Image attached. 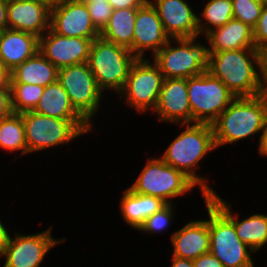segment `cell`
I'll list each match as a JSON object with an SVG mask.
<instances>
[{
    "label": "cell",
    "mask_w": 267,
    "mask_h": 267,
    "mask_svg": "<svg viewBox=\"0 0 267 267\" xmlns=\"http://www.w3.org/2000/svg\"><path fill=\"white\" fill-rule=\"evenodd\" d=\"M136 60L137 57L128 48L99 36L91 43L87 63L103 93L112 89L119 94Z\"/></svg>",
    "instance_id": "obj_4"
},
{
    "label": "cell",
    "mask_w": 267,
    "mask_h": 267,
    "mask_svg": "<svg viewBox=\"0 0 267 267\" xmlns=\"http://www.w3.org/2000/svg\"><path fill=\"white\" fill-rule=\"evenodd\" d=\"M44 88L34 84L10 83L13 113L33 111L43 94Z\"/></svg>",
    "instance_id": "obj_29"
},
{
    "label": "cell",
    "mask_w": 267,
    "mask_h": 267,
    "mask_svg": "<svg viewBox=\"0 0 267 267\" xmlns=\"http://www.w3.org/2000/svg\"><path fill=\"white\" fill-rule=\"evenodd\" d=\"M233 18L248 24L251 28L257 25L263 3L258 0H232Z\"/></svg>",
    "instance_id": "obj_30"
},
{
    "label": "cell",
    "mask_w": 267,
    "mask_h": 267,
    "mask_svg": "<svg viewBox=\"0 0 267 267\" xmlns=\"http://www.w3.org/2000/svg\"><path fill=\"white\" fill-rule=\"evenodd\" d=\"M195 187L196 184L183 172L161 158H151L129 188L135 193L157 197L170 204V199L191 192Z\"/></svg>",
    "instance_id": "obj_9"
},
{
    "label": "cell",
    "mask_w": 267,
    "mask_h": 267,
    "mask_svg": "<svg viewBox=\"0 0 267 267\" xmlns=\"http://www.w3.org/2000/svg\"><path fill=\"white\" fill-rule=\"evenodd\" d=\"M258 1H260L263 4H266L267 3V0H258Z\"/></svg>",
    "instance_id": "obj_44"
},
{
    "label": "cell",
    "mask_w": 267,
    "mask_h": 267,
    "mask_svg": "<svg viewBox=\"0 0 267 267\" xmlns=\"http://www.w3.org/2000/svg\"><path fill=\"white\" fill-rule=\"evenodd\" d=\"M233 224L240 240L248 245L254 252L258 251L267 243V215L252 214L248 218L239 221L233 214L225 200L218 194L207 197Z\"/></svg>",
    "instance_id": "obj_20"
},
{
    "label": "cell",
    "mask_w": 267,
    "mask_h": 267,
    "mask_svg": "<svg viewBox=\"0 0 267 267\" xmlns=\"http://www.w3.org/2000/svg\"><path fill=\"white\" fill-rule=\"evenodd\" d=\"M58 82L68 94L73 107L90 123L97 113L103 92L98 88L88 63L58 69Z\"/></svg>",
    "instance_id": "obj_11"
},
{
    "label": "cell",
    "mask_w": 267,
    "mask_h": 267,
    "mask_svg": "<svg viewBox=\"0 0 267 267\" xmlns=\"http://www.w3.org/2000/svg\"><path fill=\"white\" fill-rule=\"evenodd\" d=\"M172 266L171 267H194L192 260L178 258L172 256Z\"/></svg>",
    "instance_id": "obj_40"
},
{
    "label": "cell",
    "mask_w": 267,
    "mask_h": 267,
    "mask_svg": "<svg viewBox=\"0 0 267 267\" xmlns=\"http://www.w3.org/2000/svg\"><path fill=\"white\" fill-rule=\"evenodd\" d=\"M265 67L263 53L256 48H245L210 52L207 71L220 79L236 97H254L265 92Z\"/></svg>",
    "instance_id": "obj_1"
},
{
    "label": "cell",
    "mask_w": 267,
    "mask_h": 267,
    "mask_svg": "<svg viewBox=\"0 0 267 267\" xmlns=\"http://www.w3.org/2000/svg\"><path fill=\"white\" fill-rule=\"evenodd\" d=\"M266 76H265V93L267 95V70H265Z\"/></svg>",
    "instance_id": "obj_43"
},
{
    "label": "cell",
    "mask_w": 267,
    "mask_h": 267,
    "mask_svg": "<svg viewBox=\"0 0 267 267\" xmlns=\"http://www.w3.org/2000/svg\"><path fill=\"white\" fill-rule=\"evenodd\" d=\"M89 11L92 23L95 27L101 31L108 23L113 8L109 3V0H82Z\"/></svg>",
    "instance_id": "obj_32"
},
{
    "label": "cell",
    "mask_w": 267,
    "mask_h": 267,
    "mask_svg": "<svg viewBox=\"0 0 267 267\" xmlns=\"http://www.w3.org/2000/svg\"><path fill=\"white\" fill-rule=\"evenodd\" d=\"M39 51V38L33 34L6 29L0 33V63L9 71Z\"/></svg>",
    "instance_id": "obj_21"
},
{
    "label": "cell",
    "mask_w": 267,
    "mask_h": 267,
    "mask_svg": "<svg viewBox=\"0 0 267 267\" xmlns=\"http://www.w3.org/2000/svg\"><path fill=\"white\" fill-rule=\"evenodd\" d=\"M156 9L170 39L199 36L198 16L186 0H148Z\"/></svg>",
    "instance_id": "obj_17"
},
{
    "label": "cell",
    "mask_w": 267,
    "mask_h": 267,
    "mask_svg": "<svg viewBox=\"0 0 267 267\" xmlns=\"http://www.w3.org/2000/svg\"><path fill=\"white\" fill-rule=\"evenodd\" d=\"M9 237V233L4 226V224L0 221V250L4 246V244L7 242Z\"/></svg>",
    "instance_id": "obj_41"
},
{
    "label": "cell",
    "mask_w": 267,
    "mask_h": 267,
    "mask_svg": "<svg viewBox=\"0 0 267 267\" xmlns=\"http://www.w3.org/2000/svg\"><path fill=\"white\" fill-rule=\"evenodd\" d=\"M259 138V154L267 157V119Z\"/></svg>",
    "instance_id": "obj_39"
},
{
    "label": "cell",
    "mask_w": 267,
    "mask_h": 267,
    "mask_svg": "<svg viewBox=\"0 0 267 267\" xmlns=\"http://www.w3.org/2000/svg\"><path fill=\"white\" fill-rule=\"evenodd\" d=\"M173 203L166 204L159 211L148 217L144 224L139 228V231L144 233H159L160 231L166 230L172 217L174 216Z\"/></svg>",
    "instance_id": "obj_31"
},
{
    "label": "cell",
    "mask_w": 267,
    "mask_h": 267,
    "mask_svg": "<svg viewBox=\"0 0 267 267\" xmlns=\"http://www.w3.org/2000/svg\"><path fill=\"white\" fill-rule=\"evenodd\" d=\"M13 113L11 106V89L0 88V119Z\"/></svg>",
    "instance_id": "obj_34"
},
{
    "label": "cell",
    "mask_w": 267,
    "mask_h": 267,
    "mask_svg": "<svg viewBox=\"0 0 267 267\" xmlns=\"http://www.w3.org/2000/svg\"><path fill=\"white\" fill-rule=\"evenodd\" d=\"M265 70H267V56H266V67H265Z\"/></svg>",
    "instance_id": "obj_45"
},
{
    "label": "cell",
    "mask_w": 267,
    "mask_h": 267,
    "mask_svg": "<svg viewBox=\"0 0 267 267\" xmlns=\"http://www.w3.org/2000/svg\"><path fill=\"white\" fill-rule=\"evenodd\" d=\"M165 205L160 198L135 193L128 187L121 198L120 211L123 220L130 227L139 230L148 217Z\"/></svg>",
    "instance_id": "obj_23"
},
{
    "label": "cell",
    "mask_w": 267,
    "mask_h": 267,
    "mask_svg": "<svg viewBox=\"0 0 267 267\" xmlns=\"http://www.w3.org/2000/svg\"><path fill=\"white\" fill-rule=\"evenodd\" d=\"M158 120L192 124V112L188 100L187 78L164 79L155 109Z\"/></svg>",
    "instance_id": "obj_18"
},
{
    "label": "cell",
    "mask_w": 267,
    "mask_h": 267,
    "mask_svg": "<svg viewBox=\"0 0 267 267\" xmlns=\"http://www.w3.org/2000/svg\"><path fill=\"white\" fill-rule=\"evenodd\" d=\"M25 127L28 154L73 141L93 130L86 119H59L26 111L20 113Z\"/></svg>",
    "instance_id": "obj_5"
},
{
    "label": "cell",
    "mask_w": 267,
    "mask_h": 267,
    "mask_svg": "<svg viewBox=\"0 0 267 267\" xmlns=\"http://www.w3.org/2000/svg\"><path fill=\"white\" fill-rule=\"evenodd\" d=\"M48 3L50 6L64 2L65 0H41Z\"/></svg>",
    "instance_id": "obj_42"
},
{
    "label": "cell",
    "mask_w": 267,
    "mask_h": 267,
    "mask_svg": "<svg viewBox=\"0 0 267 267\" xmlns=\"http://www.w3.org/2000/svg\"><path fill=\"white\" fill-rule=\"evenodd\" d=\"M255 47L267 56V3L263 5L257 25L253 28Z\"/></svg>",
    "instance_id": "obj_33"
},
{
    "label": "cell",
    "mask_w": 267,
    "mask_h": 267,
    "mask_svg": "<svg viewBox=\"0 0 267 267\" xmlns=\"http://www.w3.org/2000/svg\"><path fill=\"white\" fill-rule=\"evenodd\" d=\"M206 38L209 42L210 52L256 48L253 28L234 18L224 26L212 29Z\"/></svg>",
    "instance_id": "obj_22"
},
{
    "label": "cell",
    "mask_w": 267,
    "mask_h": 267,
    "mask_svg": "<svg viewBox=\"0 0 267 267\" xmlns=\"http://www.w3.org/2000/svg\"><path fill=\"white\" fill-rule=\"evenodd\" d=\"M8 29L7 0H0V33Z\"/></svg>",
    "instance_id": "obj_37"
},
{
    "label": "cell",
    "mask_w": 267,
    "mask_h": 267,
    "mask_svg": "<svg viewBox=\"0 0 267 267\" xmlns=\"http://www.w3.org/2000/svg\"><path fill=\"white\" fill-rule=\"evenodd\" d=\"M10 71L0 63V88H10Z\"/></svg>",
    "instance_id": "obj_38"
},
{
    "label": "cell",
    "mask_w": 267,
    "mask_h": 267,
    "mask_svg": "<svg viewBox=\"0 0 267 267\" xmlns=\"http://www.w3.org/2000/svg\"><path fill=\"white\" fill-rule=\"evenodd\" d=\"M194 267H224L223 264L210 252L192 260Z\"/></svg>",
    "instance_id": "obj_35"
},
{
    "label": "cell",
    "mask_w": 267,
    "mask_h": 267,
    "mask_svg": "<svg viewBox=\"0 0 267 267\" xmlns=\"http://www.w3.org/2000/svg\"><path fill=\"white\" fill-rule=\"evenodd\" d=\"M200 15L199 35L203 33L206 36L212 29L224 26L233 18L232 0H209ZM203 21L206 23H202Z\"/></svg>",
    "instance_id": "obj_28"
},
{
    "label": "cell",
    "mask_w": 267,
    "mask_h": 267,
    "mask_svg": "<svg viewBox=\"0 0 267 267\" xmlns=\"http://www.w3.org/2000/svg\"><path fill=\"white\" fill-rule=\"evenodd\" d=\"M52 226L46 231L23 235H9L7 242L0 250V257H5L3 267H40L42 260L52 247L66 238L54 239L52 236Z\"/></svg>",
    "instance_id": "obj_12"
},
{
    "label": "cell",
    "mask_w": 267,
    "mask_h": 267,
    "mask_svg": "<svg viewBox=\"0 0 267 267\" xmlns=\"http://www.w3.org/2000/svg\"><path fill=\"white\" fill-rule=\"evenodd\" d=\"M209 217L210 253L224 267H254L255 253L238 237L234 224L208 199H204Z\"/></svg>",
    "instance_id": "obj_7"
},
{
    "label": "cell",
    "mask_w": 267,
    "mask_h": 267,
    "mask_svg": "<svg viewBox=\"0 0 267 267\" xmlns=\"http://www.w3.org/2000/svg\"><path fill=\"white\" fill-rule=\"evenodd\" d=\"M10 83H27L46 87L58 79V68L39 51L10 71Z\"/></svg>",
    "instance_id": "obj_24"
},
{
    "label": "cell",
    "mask_w": 267,
    "mask_h": 267,
    "mask_svg": "<svg viewBox=\"0 0 267 267\" xmlns=\"http://www.w3.org/2000/svg\"><path fill=\"white\" fill-rule=\"evenodd\" d=\"M192 123L212 125L236 98L227 86L208 71L187 78Z\"/></svg>",
    "instance_id": "obj_8"
},
{
    "label": "cell",
    "mask_w": 267,
    "mask_h": 267,
    "mask_svg": "<svg viewBox=\"0 0 267 267\" xmlns=\"http://www.w3.org/2000/svg\"><path fill=\"white\" fill-rule=\"evenodd\" d=\"M181 126L186 128L171 142L161 159L198 185L206 199L215 192L207 184L206 178L196 174V169L199 167L198 162L216 149L213 127L204 123H186Z\"/></svg>",
    "instance_id": "obj_2"
},
{
    "label": "cell",
    "mask_w": 267,
    "mask_h": 267,
    "mask_svg": "<svg viewBox=\"0 0 267 267\" xmlns=\"http://www.w3.org/2000/svg\"><path fill=\"white\" fill-rule=\"evenodd\" d=\"M0 147L11 152L21 150V155L28 153L25 127L20 113H12L0 119Z\"/></svg>",
    "instance_id": "obj_27"
},
{
    "label": "cell",
    "mask_w": 267,
    "mask_h": 267,
    "mask_svg": "<svg viewBox=\"0 0 267 267\" xmlns=\"http://www.w3.org/2000/svg\"><path fill=\"white\" fill-rule=\"evenodd\" d=\"M33 111L59 119H85L73 107L68 94L58 80L44 88L43 94Z\"/></svg>",
    "instance_id": "obj_25"
},
{
    "label": "cell",
    "mask_w": 267,
    "mask_h": 267,
    "mask_svg": "<svg viewBox=\"0 0 267 267\" xmlns=\"http://www.w3.org/2000/svg\"><path fill=\"white\" fill-rule=\"evenodd\" d=\"M172 256L194 260L210 251L209 218L190 221L171 235Z\"/></svg>",
    "instance_id": "obj_19"
},
{
    "label": "cell",
    "mask_w": 267,
    "mask_h": 267,
    "mask_svg": "<svg viewBox=\"0 0 267 267\" xmlns=\"http://www.w3.org/2000/svg\"><path fill=\"white\" fill-rule=\"evenodd\" d=\"M164 81L159 67L150 60L137 58L132 64L123 90L119 96L125 95L124 100L129 107L140 112L153 111L156 107L159 93Z\"/></svg>",
    "instance_id": "obj_10"
},
{
    "label": "cell",
    "mask_w": 267,
    "mask_h": 267,
    "mask_svg": "<svg viewBox=\"0 0 267 267\" xmlns=\"http://www.w3.org/2000/svg\"><path fill=\"white\" fill-rule=\"evenodd\" d=\"M169 40L156 9L147 0L137 10L133 54L137 58H144L146 50H151L154 56Z\"/></svg>",
    "instance_id": "obj_16"
},
{
    "label": "cell",
    "mask_w": 267,
    "mask_h": 267,
    "mask_svg": "<svg viewBox=\"0 0 267 267\" xmlns=\"http://www.w3.org/2000/svg\"><path fill=\"white\" fill-rule=\"evenodd\" d=\"M194 38L170 39L153 57L164 79L190 78L208 70L210 47ZM172 40V41H171ZM177 46H172V42Z\"/></svg>",
    "instance_id": "obj_6"
},
{
    "label": "cell",
    "mask_w": 267,
    "mask_h": 267,
    "mask_svg": "<svg viewBox=\"0 0 267 267\" xmlns=\"http://www.w3.org/2000/svg\"><path fill=\"white\" fill-rule=\"evenodd\" d=\"M147 0H109L113 10L125 8H140Z\"/></svg>",
    "instance_id": "obj_36"
},
{
    "label": "cell",
    "mask_w": 267,
    "mask_h": 267,
    "mask_svg": "<svg viewBox=\"0 0 267 267\" xmlns=\"http://www.w3.org/2000/svg\"><path fill=\"white\" fill-rule=\"evenodd\" d=\"M50 29L65 37H82L91 41L100 36L82 0H65L51 6Z\"/></svg>",
    "instance_id": "obj_13"
},
{
    "label": "cell",
    "mask_w": 267,
    "mask_h": 267,
    "mask_svg": "<svg viewBox=\"0 0 267 267\" xmlns=\"http://www.w3.org/2000/svg\"><path fill=\"white\" fill-rule=\"evenodd\" d=\"M138 8L113 10L112 15L100 31V37L128 48L133 53V35Z\"/></svg>",
    "instance_id": "obj_26"
},
{
    "label": "cell",
    "mask_w": 267,
    "mask_h": 267,
    "mask_svg": "<svg viewBox=\"0 0 267 267\" xmlns=\"http://www.w3.org/2000/svg\"><path fill=\"white\" fill-rule=\"evenodd\" d=\"M51 6L41 0H7L8 29L40 38L50 28Z\"/></svg>",
    "instance_id": "obj_15"
},
{
    "label": "cell",
    "mask_w": 267,
    "mask_h": 267,
    "mask_svg": "<svg viewBox=\"0 0 267 267\" xmlns=\"http://www.w3.org/2000/svg\"><path fill=\"white\" fill-rule=\"evenodd\" d=\"M267 119V95L236 97L212 124L216 148L262 132Z\"/></svg>",
    "instance_id": "obj_3"
},
{
    "label": "cell",
    "mask_w": 267,
    "mask_h": 267,
    "mask_svg": "<svg viewBox=\"0 0 267 267\" xmlns=\"http://www.w3.org/2000/svg\"><path fill=\"white\" fill-rule=\"evenodd\" d=\"M46 34V35H45ZM92 41L82 37H65L50 28L39 38V52L58 69L87 63Z\"/></svg>",
    "instance_id": "obj_14"
}]
</instances>
